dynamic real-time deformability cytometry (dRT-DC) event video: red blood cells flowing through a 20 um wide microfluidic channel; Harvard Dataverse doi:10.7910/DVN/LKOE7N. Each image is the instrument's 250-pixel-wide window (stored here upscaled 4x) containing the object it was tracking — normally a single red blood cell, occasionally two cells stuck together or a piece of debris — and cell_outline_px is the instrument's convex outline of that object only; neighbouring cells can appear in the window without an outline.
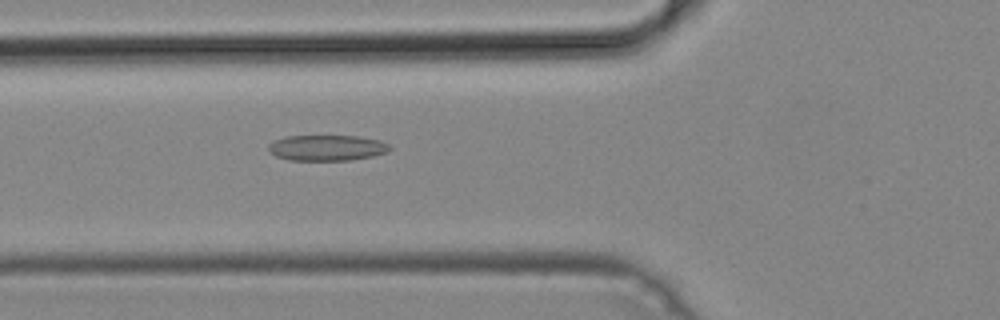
{"species": "common noctule bat (a hibernating species)", "species_latin": "Nyctalus noctula", "temperature_condition": "cold", "stored_images_in_passage": 48, "camera_frame_rate_fps": 3000, "um_per_image_px": 0.085, "animal": {"sex": "male", "body_mass_g": 19.2, "forearm_length_mm": 51.8}, "frame": {"image": 1, "passage_image": 16, "time_ms": 5.0, "image_size_px": [1000, 320], "cell_outline_px": [[392, 148], [388, 152], [372, 156], [348, 160], [288, 160], [276, 156], [268, 152], [268, 144], [272, 140], [284, 136], [360, 136], [380, 140], [388, 144]], "centroid_in_image_um": [27.75, 12.56], "position_along_channel_um": 98.0, "area_um2": 18.38}}
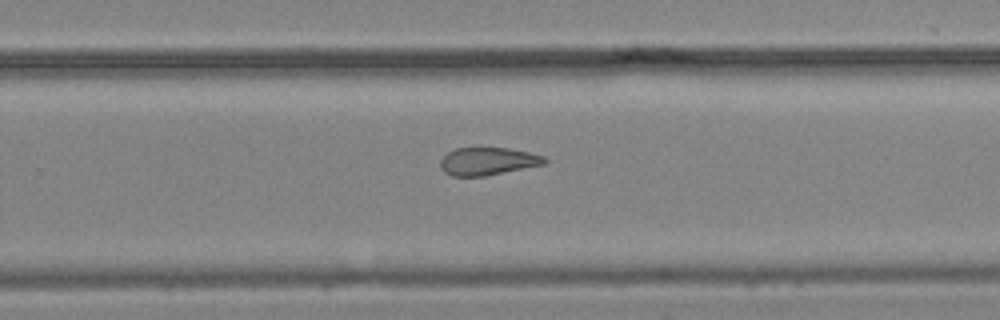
{"frame": {"image": 2, "passage_image": 30, "time_ms": 9.667, "image_size_px": [1000, 320], "cell_outline_px": [[548, 160], [544, 164], [484, 176], [452, 176], [444, 172], [440, 168], [440, 160], [448, 152], [456, 148], [508, 148], [528, 152], [544, 156]], "centroid_in_image_um": [41.44, 13.71], "position_along_channel_um": 288.4, "area_um2": 16.7}}
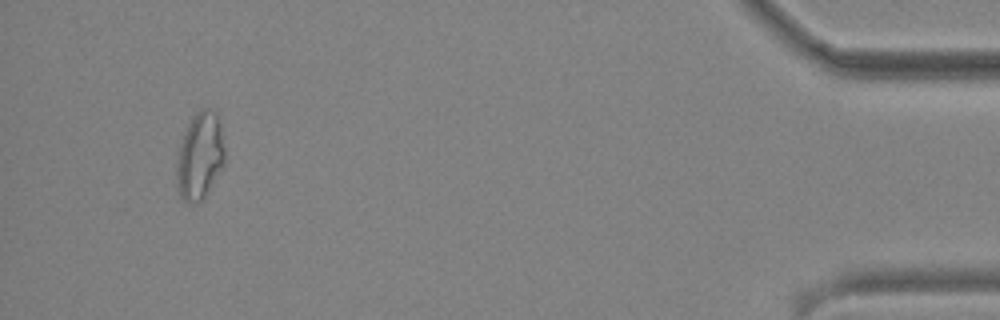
{"frame": {"image": 3, "passage_image": 45, "time_ms": 14.667, "image_size_px": [1000, 320], "cell_outline_px": [[224, 164], [204, 196], [196, 204], [188, 204], [180, 196], [176, 188], [176, 160], [188, 124], [192, 116], [196, 112], [204, 108], [208, 108], [216, 112], [220, 124], [224, 148]], "centroid_in_image_um": [16.97, 13.28], "position_along_channel_um": 418.2, "area_um2": 24.22}}